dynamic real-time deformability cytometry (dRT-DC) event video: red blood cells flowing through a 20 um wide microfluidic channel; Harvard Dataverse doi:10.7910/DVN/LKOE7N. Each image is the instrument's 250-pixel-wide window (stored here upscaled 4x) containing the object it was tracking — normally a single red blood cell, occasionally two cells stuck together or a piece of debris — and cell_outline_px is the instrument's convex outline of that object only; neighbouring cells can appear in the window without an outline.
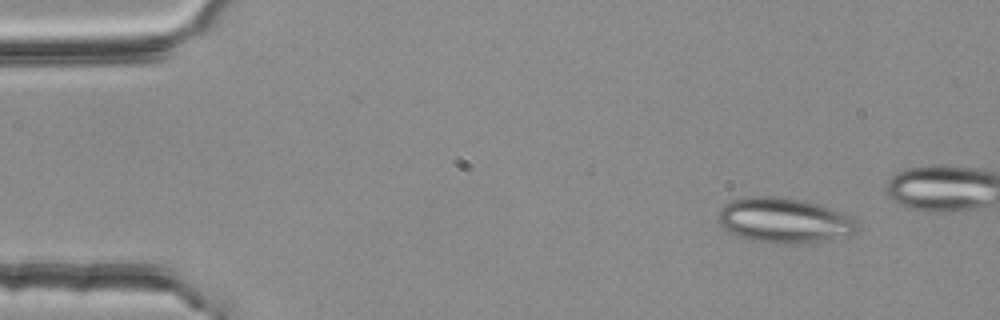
{"species": "common noctule bat (a hibernating species)", "species_latin": "Nyctalus noctula", "temperature_condition": "room temperature", "stored_images_in_passage": 4, "camera_frame_rate_fps": 3000, "um_per_image_px": 0.085, "animal": {"sex": "female", "body_mass_g": 25.1}, "frame": {"image": 1, "passage_image": 1, "time_ms": 0.0, "image_size_px": [1000, 320], "cell_outline_px": [[860, 228], [852, 232], [824, 240], [784, 244], [752, 240], [728, 232], [720, 224], [720, 208], [724, 204], [732, 200], [748, 196], [776, 196], [800, 200], [816, 204], [852, 216], [860, 224]], "centroid_in_image_um": [66.62, 18.71], "position_along_channel_um": 18.4, "area_um2": 35.84}}